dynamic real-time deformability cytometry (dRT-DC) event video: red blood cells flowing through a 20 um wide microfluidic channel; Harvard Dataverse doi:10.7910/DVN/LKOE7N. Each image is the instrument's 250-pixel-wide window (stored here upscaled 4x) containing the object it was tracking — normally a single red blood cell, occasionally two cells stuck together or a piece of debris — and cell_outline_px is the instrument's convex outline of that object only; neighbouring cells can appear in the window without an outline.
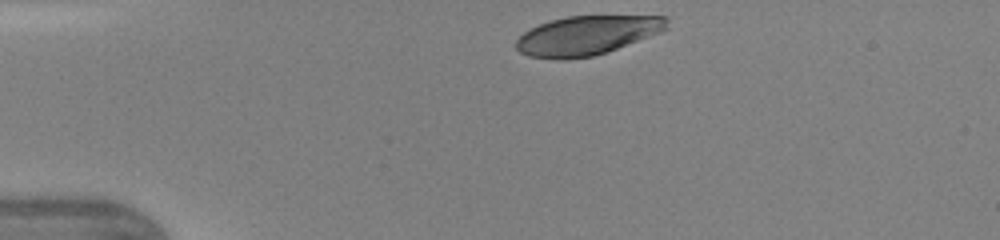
{"species": "human", "species_latin": "Homo sapiens", "temperature_condition": "warm", "stored_images_in_passage": 31, "camera_frame_rate_fps": 3000, "um_per_image_px": 0.085, "donor": {"sex": "female"}, "frame": {"image": 1, "passage_image": 1, "time_ms": 0.0, "image_size_px": [1000, 240], "cell_outline_px": [[668, 28], [660, 32], [616, 48], [592, 56], [564, 60], [556, 60], [528, 56], [520, 52], [516, 48], [516, 40], [524, 32], [540, 24], [552, 20], [568, 16], [668, 16]], "centroid_in_image_um": [49.86, 3.01], "position_along_channel_um": 35.1, "area_um2": 34.1}}
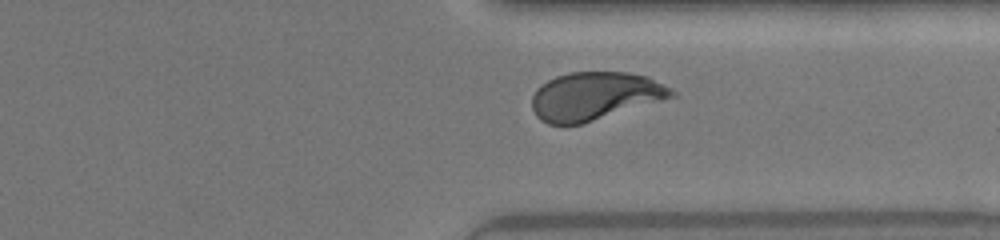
{"frame": {"image": 2, "passage_image": 27, "time_ms": 8.667, "image_size_px": [1000, 240], "cell_outline_px": [[676, 96], [580, 124], [548, 124], [540, 120], [536, 116], [532, 108], [532, 96], [536, 88], [540, 84], [556, 76], [568, 72], [628, 72], [648, 76], [672, 88], [676, 92]], "centroid_in_image_um": [50.54, 8.15], "position_along_channel_um": 360.9, "area_um2": 39.13}}
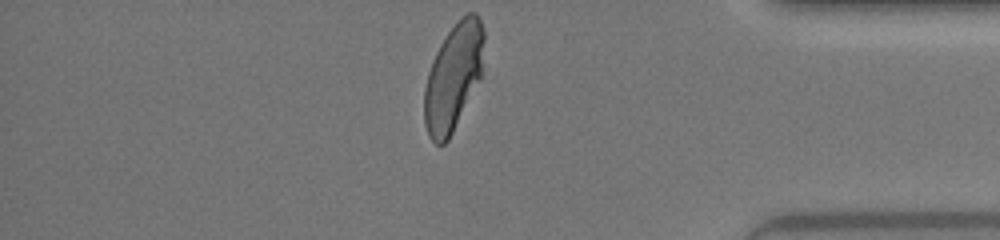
{"frame": {"image": 3, "passage_image": 31, "time_ms": 10.0, "image_size_px": [1000, 240], "cell_outline_px": [[484, 40], [480, 80], [448, 140], [444, 144], [436, 144], [428, 136], [424, 124], [424, 88], [428, 72], [432, 60], [440, 44], [448, 32], [468, 12], [476, 12], [480, 16], [484, 32]], "centroid_in_image_um": [38.52, 6.56], "position_along_channel_um": 396.7, "area_um2": 37.05}, "authors_computed_cell_mechanics": {"area_um2": 39.0728, "velocity_mm_per_s": 4.3446, "shape_relaxation_time_tau1_ms": 3.6983, "shape_relaxation_time_tau2_ms": null, "deformation_change_tau1": 0.1757, "deformation_change_tau2": null}}